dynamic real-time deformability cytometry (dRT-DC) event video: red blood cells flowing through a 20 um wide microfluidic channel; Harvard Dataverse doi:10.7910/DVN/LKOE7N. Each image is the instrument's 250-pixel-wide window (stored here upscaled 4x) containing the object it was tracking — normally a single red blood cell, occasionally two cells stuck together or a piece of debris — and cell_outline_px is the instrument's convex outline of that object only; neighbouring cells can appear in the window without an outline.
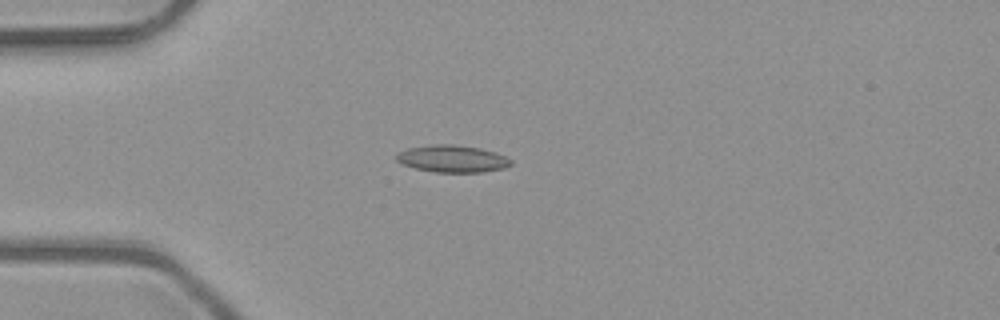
{"species": "common noctule bat (a hibernating species)", "species_latin": "Nyctalus noctula", "temperature_condition": "room temperature", "stored_images_in_passage": 2, "camera_frame_rate_fps": 3000, "um_per_image_px": 0.085, "animal": {"sex": "male", "body_mass_g": 23.1, "forearm_length_mm": 52.7}, "frame": {"image": 1, "passage_image": 2, "time_ms": 0.333, "image_size_px": [1000, 320], "cell_outline_px": [[512, 164], [504, 168], [484, 172], [436, 172], [416, 168], [400, 164], [396, 160], [396, 152], [408, 148], [432, 144], [452, 144], [480, 148], [496, 152], [512, 160]], "centroid_in_image_um": [38.43, 13.49], "position_along_channel_um": 46.6, "area_um2": 18.21}}